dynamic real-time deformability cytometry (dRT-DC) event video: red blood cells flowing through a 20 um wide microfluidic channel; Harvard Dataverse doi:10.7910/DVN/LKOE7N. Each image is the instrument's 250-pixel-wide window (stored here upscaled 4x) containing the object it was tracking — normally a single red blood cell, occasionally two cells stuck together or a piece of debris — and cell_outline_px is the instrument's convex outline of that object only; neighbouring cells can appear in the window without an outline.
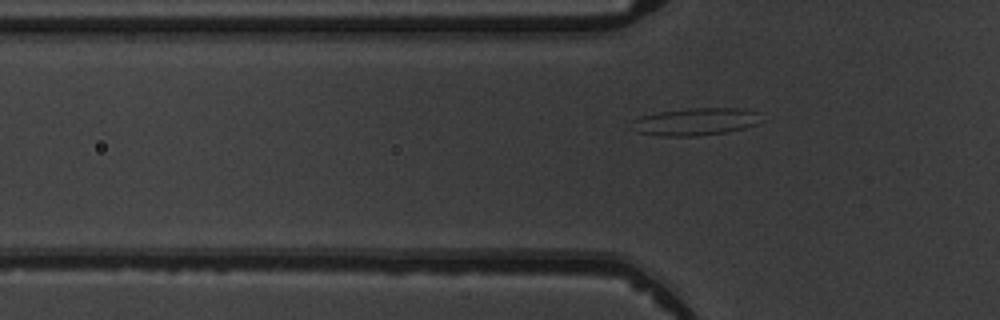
{"species": "common noctule bat (a hibernating species)", "species_latin": "Nyctalus noctula", "temperature_condition": "warm", "stored_images_in_passage": 5, "segment_of_instrument_passage": [2, 2], "camera_frame_rate_fps": 3000, "um_per_image_px": 0.085, "animal": {"sex": "male", "body_mass_g": 19.5, "forearm_length_mm": 54.6}, "frame": {"image": 1, "passage_image": 5, "time_ms": 4.667, "image_size_px": [1000, 320], "cell_outline_px": [[756, 124], [744, 128], [728, 132], [696, 136], [656, 136], [636, 132], [628, 128], [632, 120], [640, 116], [660, 112], [688, 108], [744, 108], [756, 112]], "centroid_in_image_um": [58.98, 10.35], "position_along_channel_um": 66.8, "area_um2": 20.75}}